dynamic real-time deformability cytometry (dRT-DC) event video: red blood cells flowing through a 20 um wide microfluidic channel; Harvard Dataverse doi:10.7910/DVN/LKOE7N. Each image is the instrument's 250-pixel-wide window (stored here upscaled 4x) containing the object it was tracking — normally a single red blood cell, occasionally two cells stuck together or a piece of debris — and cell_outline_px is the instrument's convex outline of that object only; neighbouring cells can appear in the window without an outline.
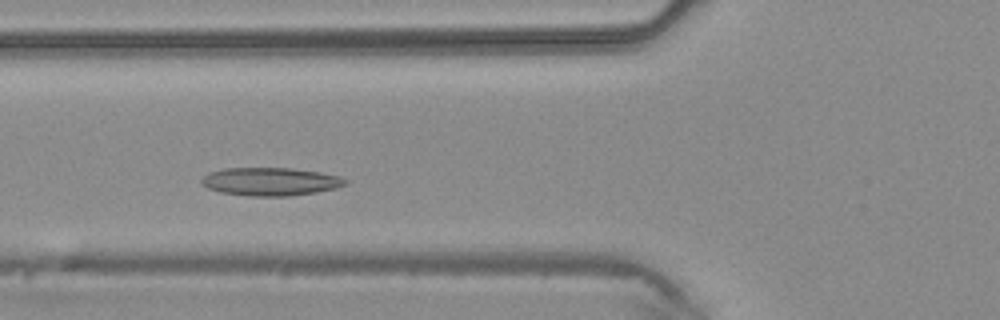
{"species": "common noctule bat (a hibernating species)", "species_latin": "Nyctalus noctula", "temperature_condition": "warm", "stored_images_in_passage": 36, "camera_frame_rate_fps": 3000, "um_per_image_px": 0.085, "animal": {"sex": "male", "body_mass_g": 20.4}, "frame": {"image": 1, "passage_image": 9, "time_ms": 2.667, "image_size_px": [1000, 320], "cell_outline_px": [[348, 184], [336, 188], [316, 192], [288, 196], [248, 196], [220, 192], [208, 188], [200, 184], [200, 180], [208, 172], [224, 168], [292, 168], [320, 172], [340, 176], [348, 180]], "centroid_in_image_um": [22.98, 15.43], "position_along_channel_um": 102.8, "area_um2": 23.76}}
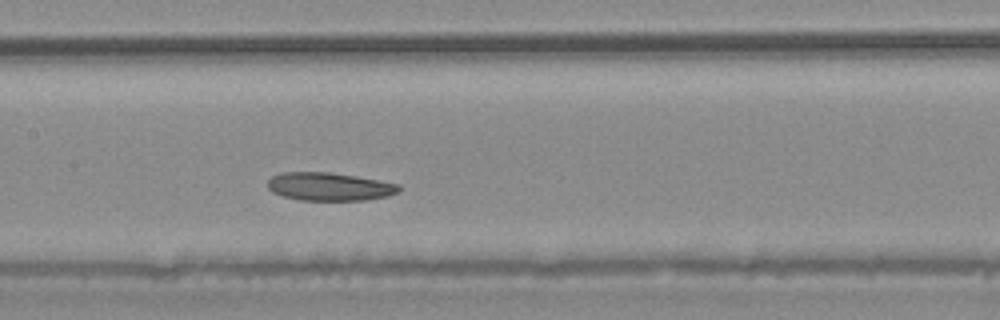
{"frame": {"image": 2, "passage_image": 14, "time_ms": 4.333, "image_size_px": [1000, 320], "cell_outline_px": [[400, 192], [388, 196], [364, 200], [300, 200], [284, 196], [272, 192], [268, 188], [268, 180], [272, 176], [280, 172], [328, 172], [356, 176], [380, 180], [400, 184]], "centroid_in_image_um": [28.02, 15.86], "position_along_channel_um": 179.4, "area_um2": 21.62}}
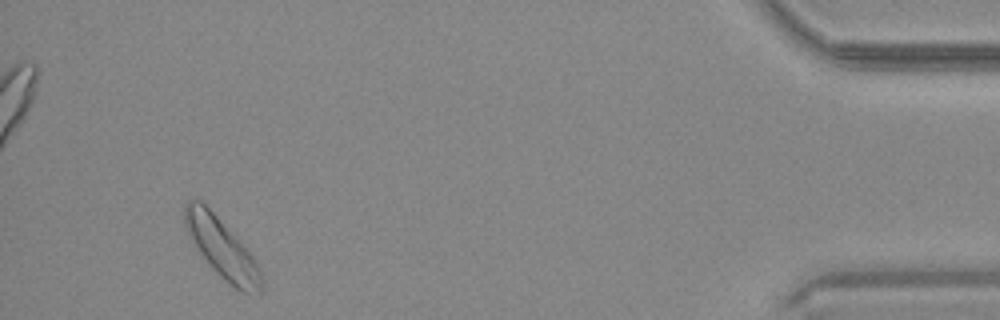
{"frame": {"image": 3, "passage_image": 34, "time_ms": 11.0, "image_size_px": [1000, 320], "cell_outline_px": [[264, 288], [260, 296], [240, 292], [224, 280], [200, 256], [188, 236], [184, 224], [184, 204], [188, 200], [200, 200], [216, 216], [252, 256], [260, 268], [264, 280]], "centroid_in_image_um": [18.87, 21.19], "position_along_channel_um": 416.3, "area_um2": 26.76}}